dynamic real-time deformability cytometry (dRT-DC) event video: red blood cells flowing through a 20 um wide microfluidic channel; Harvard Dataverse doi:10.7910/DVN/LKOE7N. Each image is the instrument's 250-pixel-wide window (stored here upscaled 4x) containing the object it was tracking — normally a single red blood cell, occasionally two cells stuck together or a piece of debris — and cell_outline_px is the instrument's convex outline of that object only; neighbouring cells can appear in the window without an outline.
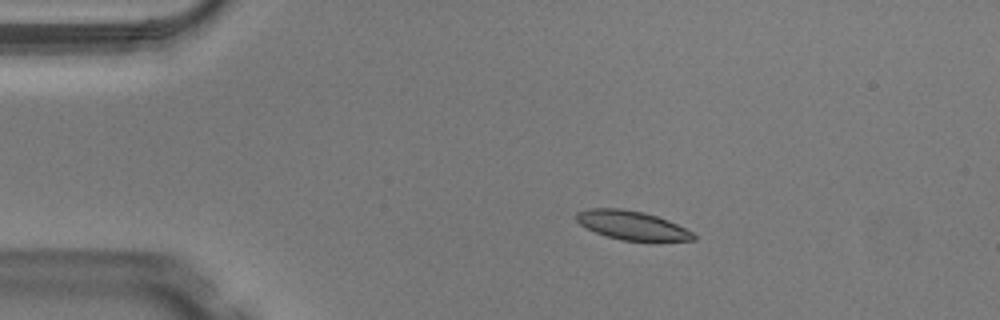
{"species": "Egyptian fruit bat (a non-hibernating species)", "species_latin": "Rousettus aegyptiacus", "temperature_condition": "warm", "stored_images_in_passage": 41, "camera_frame_rate_fps": 3000, "um_per_image_px": 0.085, "animal": {"sex": "male"}, "frame": {"image": 1, "passage_image": 1, "time_ms": 0.0, "image_size_px": [1000, 320], "cell_outline_px": [[696, 240], [620, 240], [596, 232], [580, 224], [576, 220], [576, 212], [588, 208], [620, 208], [644, 212], [668, 220], [692, 232], [696, 236]], "centroid_in_image_um": [53.68, 19.13], "position_along_channel_um": 31.3, "area_um2": 19.36}}
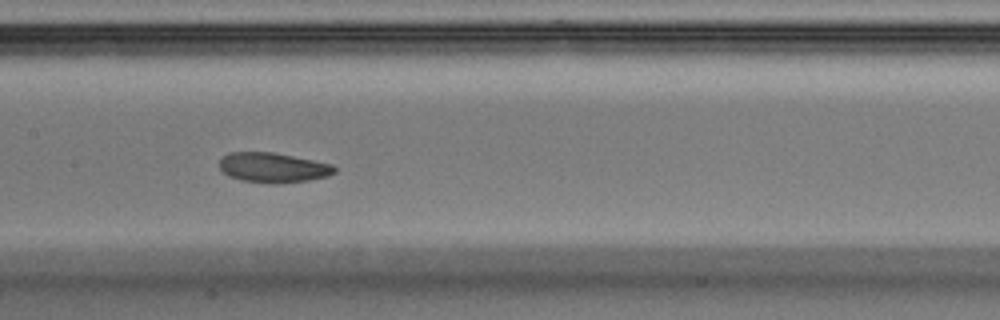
{"frame": {"image": 2, "passage_image": 16, "time_ms": 5.0, "image_size_px": [1000, 320], "cell_outline_px": [[336, 172], [328, 176], [308, 180], [276, 184], [272, 184], [240, 180], [228, 176], [220, 168], [220, 160], [228, 152], [272, 152], [332, 164], [336, 168]], "centroid_in_image_um": [23.2, 14.25], "position_along_channel_um": 184.2, "area_um2": 20.0}}
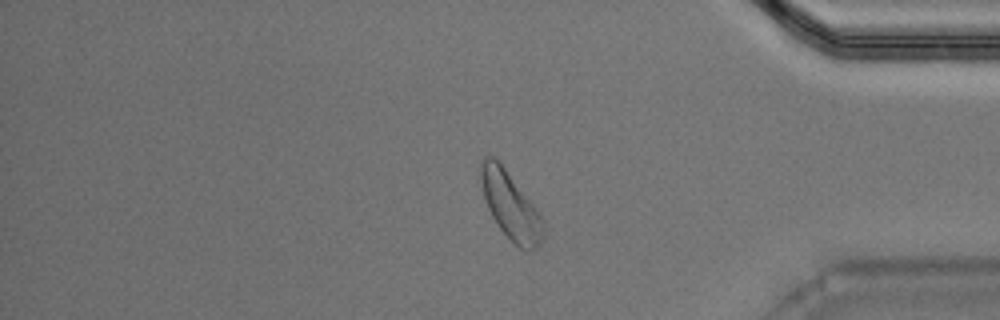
{"frame": {"image": 3, "passage_image": 33, "time_ms": 10.667, "image_size_px": [1000, 320], "cell_outline_px": [[544, 236], [540, 244], [536, 248], [528, 252], [520, 248], [500, 228], [492, 216], [484, 200], [480, 180], [480, 164], [484, 156], [492, 156], [500, 160], [536, 208], [544, 220]], "centroid_in_image_um": [43.39, 17.45], "position_along_channel_um": 391.8, "area_um2": 24.68}, "authors_computed_cell_mechanics": {"area_um2": 20.519, "velocity_mm_per_s": 4.0782, "shape_relaxation_time_tau1_ms": 2.6689, "shape_relaxation_time_tau2_ms": 6.01, "deformation_change_tau1": 0.1231, "deformation_change_tau2": 0.1512}}